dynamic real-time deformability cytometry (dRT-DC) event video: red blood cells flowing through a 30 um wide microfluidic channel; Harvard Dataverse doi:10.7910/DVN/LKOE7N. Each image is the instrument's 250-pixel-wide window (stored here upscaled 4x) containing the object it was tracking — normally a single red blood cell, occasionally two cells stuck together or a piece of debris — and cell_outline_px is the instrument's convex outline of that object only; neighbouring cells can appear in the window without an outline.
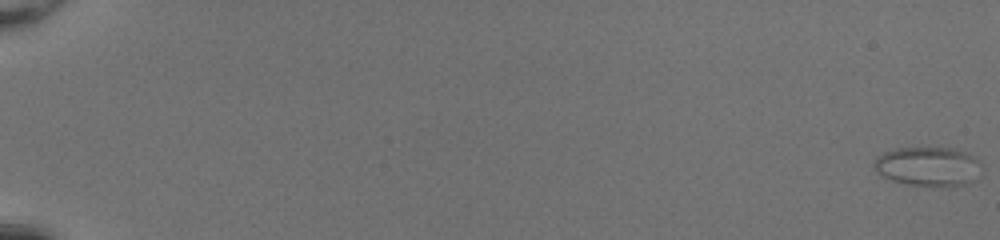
{"species": "common noctule bat (a hibernating species)", "species_latin": "Nyctalus noctula", "temperature_condition": "room temperature", "stored_images_in_passage": 53, "camera_frame_rate_fps": 3000, "um_per_image_px": 0.085, "animal": {"sex": "female", "body_mass_g": 20.0, "forearm_length_mm": 54.0}, "frame": {"image": 1, "passage_image": 1, "time_ms": 0.0, "image_size_px": [1000, 240], "cell_outline_px": [[980, 176], [976, 180], [968, 184], [908, 184], [892, 180], [876, 172], [872, 164], [872, 160], [876, 156], [884, 152], [896, 148], [952, 148], [964, 152], [972, 156], [980, 164]], "centroid_in_image_um": [78.85, 14.12], "position_along_channel_um": 6.2, "area_um2": 24.16}}
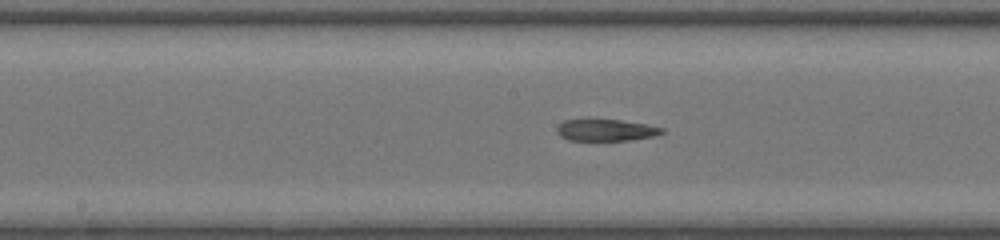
{"frame": {"image": 2, "passage_image": 31, "time_ms": 10.0, "image_size_px": [1000, 240], "cell_outline_px": [[664, 132], [652, 136], [628, 140], [568, 140], [560, 136], [556, 132], [556, 128], [564, 120], [584, 116], [592, 116], [620, 120], [644, 124], [664, 128]], "centroid_in_image_um": [51.38, 11.0], "position_along_channel_um": 196.8, "area_um2": 13.93}}
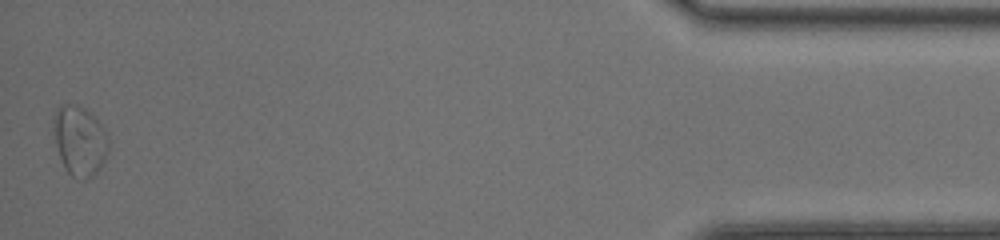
{"frame": {"image": 3, "passage_image": 53, "time_ms": 17.333, "image_size_px": [1000, 240], "cell_outline_px": [[108, 152], [104, 160], [96, 172], [92, 176], [84, 180], [72, 176], [64, 168], [52, 132], [52, 124], [56, 108], [60, 104], [76, 104], [84, 108], [108, 132]], "centroid_in_image_um": [6.75, 11.94], "position_along_channel_um": 428.5, "area_um2": 22.43}, "authors_computed_cell_mechanics": {"area_um2": 16.184, "velocity_mm_per_s": 4.1597, "shape_relaxation_time_tau1_ms": null, "shape_relaxation_time_tau2_ms": 5.1274, "deformation_change_tau1": null, "deformation_change_tau2": 0.1797}}